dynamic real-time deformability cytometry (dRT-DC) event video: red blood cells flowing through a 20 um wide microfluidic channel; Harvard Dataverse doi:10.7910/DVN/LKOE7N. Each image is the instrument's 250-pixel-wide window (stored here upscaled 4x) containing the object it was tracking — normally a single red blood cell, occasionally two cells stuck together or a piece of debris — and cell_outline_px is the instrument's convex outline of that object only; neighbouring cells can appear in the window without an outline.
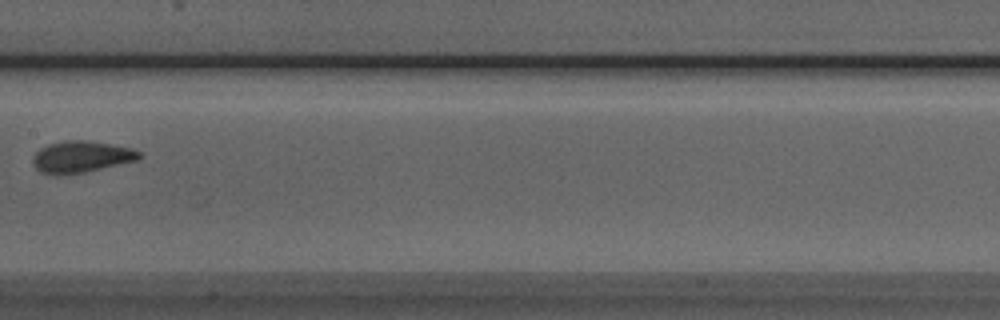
{"species": "Egyptian fruit bat (a non-hibernating species)", "species_latin": "Rousettus aegyptiacus", "temperature_condition": "room temperature", "stored_images_in_passage": 4, "camera_frame_rate_fps": 3000, "um_per_image_px": 0.085, "animal": {"sex": "male"}, "frame": {"image": 1, "passage_image": 4, "time_ms": 3.333, "image_size_px": [1000, 320], "cell_outline_px": [[144, 156], [136, 160], [84, 172], [56, 176], [40, 172], [32, 164], [32, 156], [40, 148], [48, 144], [64, 140], [84, 140], [112, 144], [132, 148], [140, 152]], "centroid_in_image_um": [6.86, 13.33], "position_along_channel_um": 200.5, "area_um2": 19.71}}